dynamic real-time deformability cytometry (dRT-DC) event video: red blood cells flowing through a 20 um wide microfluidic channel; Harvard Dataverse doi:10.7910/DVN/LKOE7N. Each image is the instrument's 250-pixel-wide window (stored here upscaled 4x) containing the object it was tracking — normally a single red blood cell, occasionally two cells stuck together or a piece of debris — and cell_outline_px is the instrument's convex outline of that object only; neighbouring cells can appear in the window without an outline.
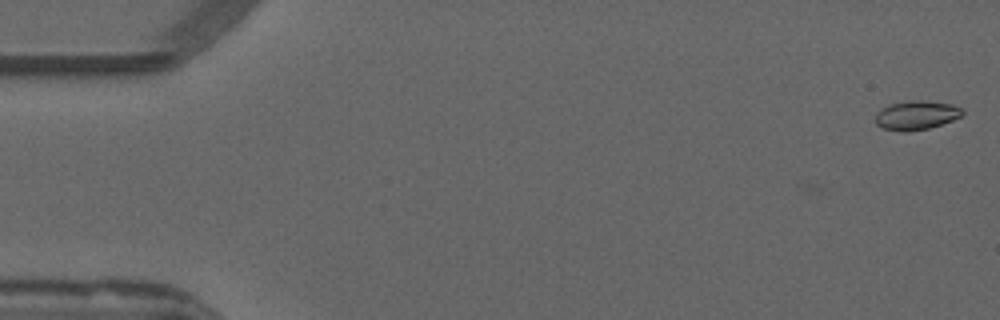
{"species": "common noctule bat (a hibernating species)", "species_latin": "Nyctalus noctula", "temperature_condition": "warm", "stored_images_in_passage": 3, "camera_frame_rate_fps": 3000, "um_per_image_px": 0.085, "animal": {"sex": "male", "forearm_length_mm": 52.5}, "frame": {"image": 1, "passage_image": 1, "time_ms": 0.0, "image_size_px": [1000, 320], "cell_outline_px": [[964, 112], [960, 116], [952, 120], [928, 128], [904, 132], [900, 132], [884, 128], [876, 124], [876, 112], [888, 104], [904, 100], [924, 100], [952, 104], [964, 108]], "centroid_in_image_um": [77.88, 9.77], "position_along_channel_um": 7.1, "area_um2": 14.85}}